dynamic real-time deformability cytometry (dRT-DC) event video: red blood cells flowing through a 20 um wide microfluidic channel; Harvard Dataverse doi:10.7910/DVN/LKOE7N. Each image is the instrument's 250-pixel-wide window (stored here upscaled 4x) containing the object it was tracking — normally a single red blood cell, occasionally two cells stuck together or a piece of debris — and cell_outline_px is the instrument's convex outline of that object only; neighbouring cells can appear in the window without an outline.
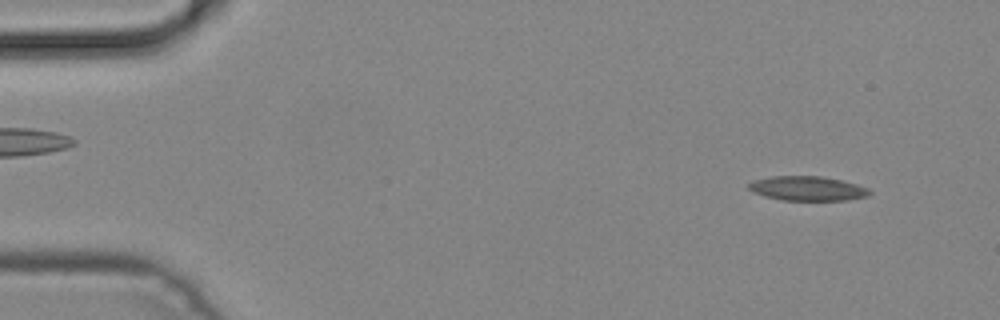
{"species": "common noctule bat (a hibernating species)", "species_latin": "Nyctalus noctula", "temperature_condition": "cold", "stored_images_in_passage": 48, "camera_frame_rate_fps": 3000, "um_per_image_px": 0.085, "animal": {"sex": "male", "body_mass_g": 19.2, "forearm_length_mm": 51.8}, "frame": {"image": 1, "passage_image": 4, "time_ms": 1.0, "image_size_px": [1000, 320], "cell_outline_px": [[872, 192], [868, 196], [848, 200], [784, 200], [764, 196], [752, 192], [748, 188], [748, 184], [752, 180], [772, 176], [820, 176], [844, 180], [868, 188]], "centroid_in_image_um": [68.64, 16.01], "position_along_channel_um": 16.4, "area_um2": 17.34}}
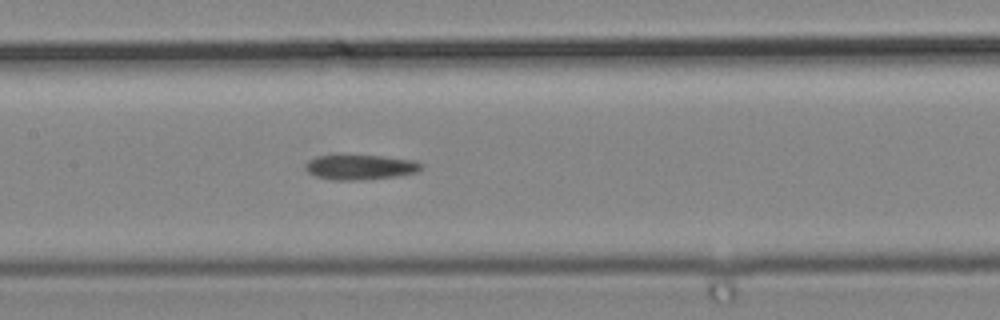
{"frame": {"image": 2, "passage_image": 23, "time_ms": 7.333, "image_size_px": [1000, 320], "cell_outline_px": [[424, 168], [416, 172], [396, 176], [360, 180], [336, 180], [316, 176], [308, 172], [308, 160], [320, 156], [384, 156], [416, 160], [424, 164]], "centroid_in_image_um": [30.74, 14.21], "position_along_channel_um": 176.7, "area_um2": 16.53}}
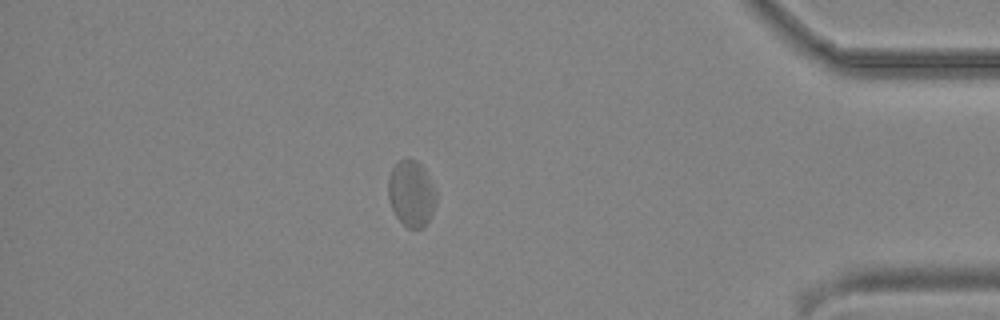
{"frame": {"image": 3, "passage_image": 42, "time_ms": 13.667, "image_size_px": [1000, 320], "cell_outline_px": [[436, 200], [432, 212], [428, 220], [420, 228], [408, 228], [396, 216], [388, 200], [388, 176], [392, 168], [400, 160], [416, 160], [424, 168], [436, 192]], "centroid_in_image_um": [34.94, 16.44], "position_along_channel_um": 400.3, "area_um2": 18.15}}